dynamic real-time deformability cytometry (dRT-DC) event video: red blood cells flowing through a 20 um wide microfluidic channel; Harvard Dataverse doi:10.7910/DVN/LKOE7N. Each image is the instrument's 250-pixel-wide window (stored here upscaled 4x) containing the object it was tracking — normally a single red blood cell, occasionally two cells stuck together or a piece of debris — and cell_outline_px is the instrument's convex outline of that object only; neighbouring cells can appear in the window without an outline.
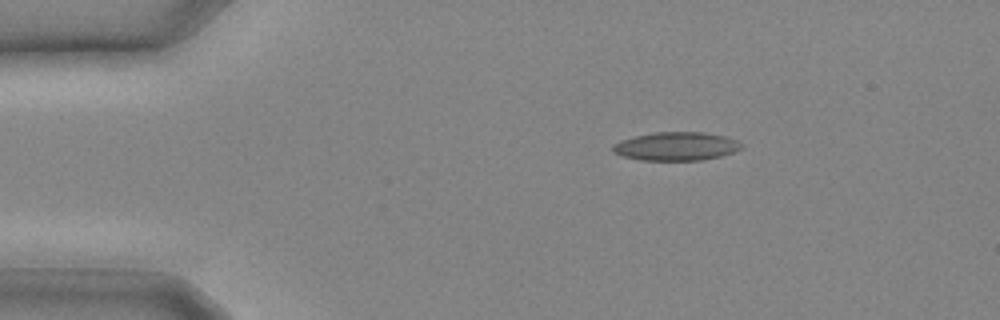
{"species": "common noctule bat (a hibernating species)", "species_latin": "Nyctalus noctula", "temperature_condition": "cold", "stored_images_in_passage": 13, "camera_frame_rate_fps": 3000, "um_per_image_px": 0.085, "animal": {"sex": "male", "body_mass_g": 20.4}, "frame": {"image": 1, "passage_image": 1, "time_ms": 0.0, "image_size_px": [1000, 320], "cell_outline_px": [[744, 148], [720, 156], [700, 160], [640, 160], [624, 156], [612, 152], [612, 144], [620, 140], [636, 136], [656, 132], [704, 132], [724, 136], [736, 140], [744, 144]], "centroid_in_image_um": [57.48, 12.43], "position_along_channel_um": 27.5, "area_um2": 21.33}}
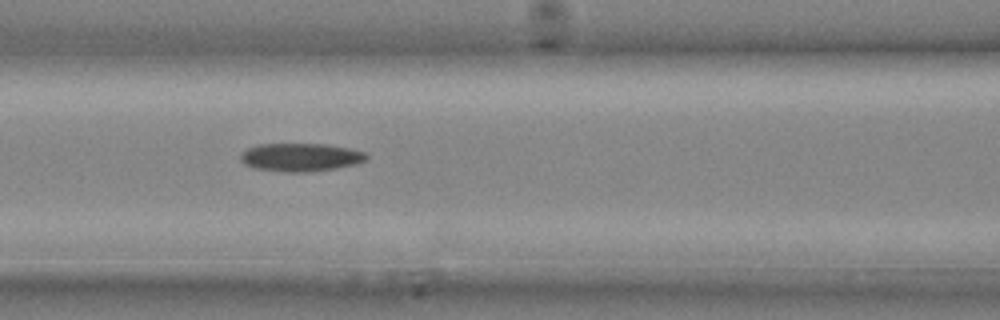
{"frame": {"image": 2, "passage_image": 8, "time_ms": 2.333, "image_size_px": [1000, 320], "cell_outline_px": [[368, 156], [364, 160], [356, 164], [336, 168], [308, 172], [284, 172], [252, 168], [244, 164], [240, 160], [240, 152], [256, 144], [328, 144], [348, 148], [364, 152]], "centroid_in_image_um": [25.49, 13.37], "position_along_channel_um": 141.1, "area_um2": 20.81}}
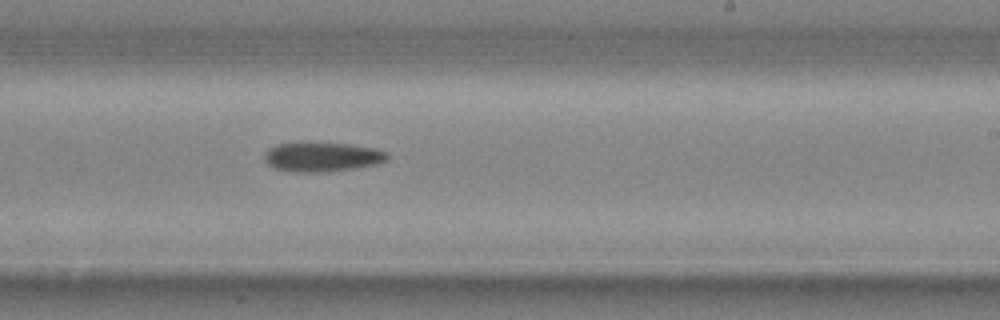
{"frame": {"image": 3, "passage_image": 13, "time_ms": 4.0, "image_size_px": [1000, 320], "cell_outline_px": [[388, 160], [376, 164], [328, 172], [292, 172], [276, 168], [268, 164], [264, 160], [264, 156], [268, 148], [276, 144], [348, 144], [376, 148], [388, 152]], "centroid_in_image_um": [27.4, 13.35], "position_along_channel_um": 261.6, "area_um2": 20.69}}